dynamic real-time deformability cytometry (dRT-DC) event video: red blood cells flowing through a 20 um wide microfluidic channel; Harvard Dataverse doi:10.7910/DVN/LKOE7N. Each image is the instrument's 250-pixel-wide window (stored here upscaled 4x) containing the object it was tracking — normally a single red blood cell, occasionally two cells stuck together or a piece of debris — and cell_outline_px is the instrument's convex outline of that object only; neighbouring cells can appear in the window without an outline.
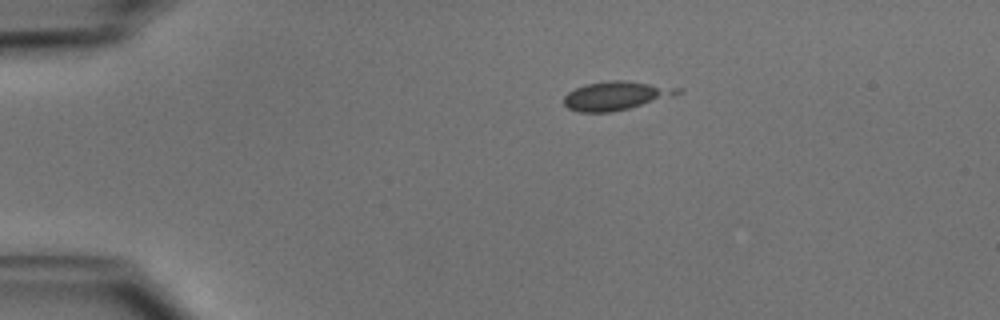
{"species": "common noctule bat (a hibernating species)", "species_latin": "Nyctalus noctula", "temperature_condition": "cold", "stored_images_in_passage": 3, "camera_frame_rate_fps": 3000, "um_per_image_px": 0.085, "animal": {"sex": "male", "body_mass_g": 15.6}, "frame": {"image": 1, "passage_image": 1, "time_ms": 0.0, "image_size_px": [1000, 320], "cell_outline_px": [[684, 92], [672, 96], [628, 108], [612, 112], [580, 112], [568, 108], [564, 104], [564, 96], [568, 92], [576, 88], [588, 84], [612, 80], [624, 80], [684, 88]], "centroid_in_image_um": [52.38, 8.13], "position_along_channel_um": 32.6, "area_um2": 18.84}}